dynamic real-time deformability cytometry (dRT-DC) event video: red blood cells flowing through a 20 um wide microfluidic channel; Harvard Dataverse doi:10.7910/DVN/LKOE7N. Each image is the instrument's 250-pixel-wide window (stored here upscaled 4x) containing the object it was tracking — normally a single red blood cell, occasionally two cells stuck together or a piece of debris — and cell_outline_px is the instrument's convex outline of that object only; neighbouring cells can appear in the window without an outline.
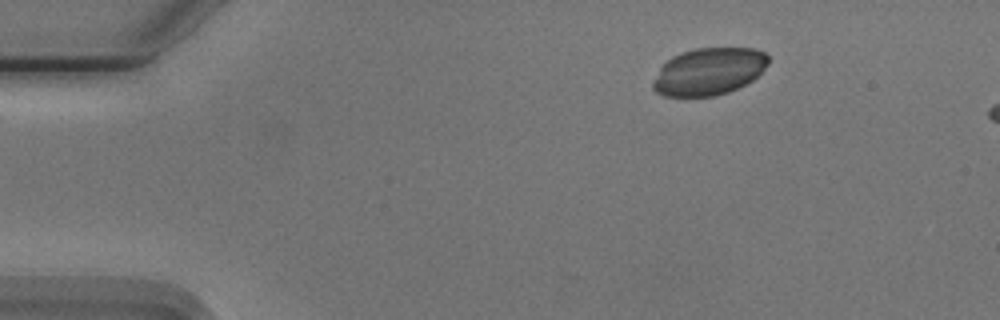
{"species": "Egyptian fruit bat (a non-hibernating species)", "species_latin": "Rousettus aegyptiacus", "temperature_condition": "cold", "stored_images_in_passage": 6, "camera_frame_rate_fps": 3000, "um_per_image_px": 0.085, "animal": {"sex": "male"}, "frame": {"image": 1, "passage_image": 1, "time_ms": 0.0, "image_size_px": [1000, 320], "cell_outline_px": [[768, 64], [752, 80], [728, 92], [712, 96], [664, 96], [656, 92], [652, 88], [652, 84], [660, 68], [672, 56], [680, 52], [696, 48], [756, 48], [764, 52], [768, 56]], "centroid_in_image_um": [60.24, 6.06], "position_along_channel_um": 24.8, "area_um2": 31.5}}